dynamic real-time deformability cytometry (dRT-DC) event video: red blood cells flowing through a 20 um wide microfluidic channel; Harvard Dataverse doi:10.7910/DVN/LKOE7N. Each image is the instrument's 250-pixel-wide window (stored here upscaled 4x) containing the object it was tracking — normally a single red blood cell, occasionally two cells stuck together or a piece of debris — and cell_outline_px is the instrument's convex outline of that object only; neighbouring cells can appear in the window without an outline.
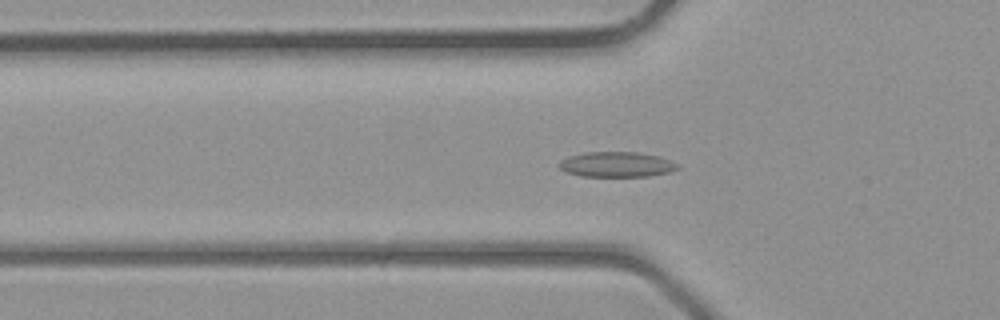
{"species": "common noctule bat (a hibernating species)", "species_latin": "Nyctalus noctula", "temperature_condition": "room temperature", "stored_images_in_passage": 40, "camera_frame_rate_fps": 3000, "um_per_image_px": 0.085, "animal": {"sex": "male", "body_mass_g": 23.1, "forearm_length_mm": 52.7}, "frame": {"image": 1, "passage_image": 12, "time_ms": 3.667, "image_size_px": [1000, 320], "cell_outline_px": [[680, 168], [668, 172], [648, 176], [580, 176], [568, 172], [560, 168], [560, 160], [568, 156], [584, 152], [636, 152], [660, 156], [676, 164]], "centroid_in_image_um": [52.39, 13.97], "position_along_channel_um": 73.4, "area_um2": 17.22}}
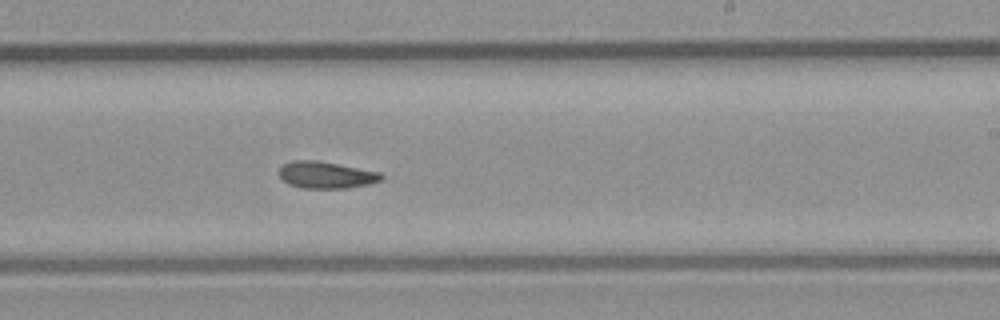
{"frame": {"image": 2, "passage_image": 23, "time_ms": 7.333, "image_size_px": [1000, 320], "cell_outline_px": [[384, 176], [380, 180], [368, 184], [344, 188], [304, 188], [288, 184], [280, 176], [280, 168], [284, 164], [292, 160], [316, 160], [380, 172]], "centroid_in_image_um": [27.7, 14.86], "position_along_channel_um": 261.3, "area_um2": 15.72}}
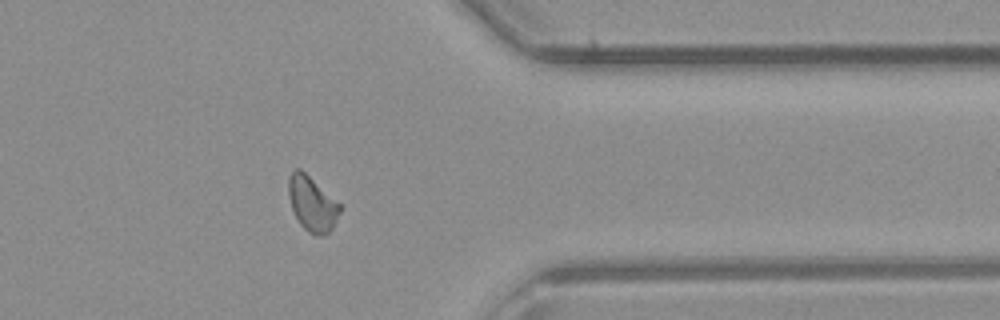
{"frame": {"image": 3, "passage_image": 31, "time_ms": 10.0, "image_size_px": [1000, 320], "cell_outline_px": [[340, 212], [332, 228], [328, 232], [320, 236], [316, 236], [308, 232], [300, 224], [292, 208], [288, 196], [288, 176], [296, 168], [300, 168], [340, 204]], "centroid_in_image_um": [26.51, 17.32], "position_along_channel_um": 384.9, "area_um2": 16.18}}